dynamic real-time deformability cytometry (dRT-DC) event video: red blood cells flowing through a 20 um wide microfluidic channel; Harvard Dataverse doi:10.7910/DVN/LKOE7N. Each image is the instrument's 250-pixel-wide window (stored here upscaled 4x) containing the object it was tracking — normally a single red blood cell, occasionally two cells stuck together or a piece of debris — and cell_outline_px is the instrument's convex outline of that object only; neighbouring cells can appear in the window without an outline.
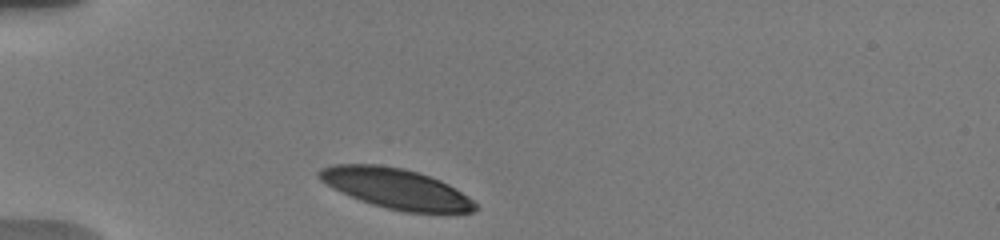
{"species": "human", "species_latin": "Homo sapiens", "temperature_condition": "warm", "stored_images_in_passage": 11, "camera_frame_rate_fps": 3000, "um_per_image_px": 0.085, "donor": {"sex": "male"}, "frame": {"image": 1, "passage_image": 1, "time_ms": 0.0, "image_size_px": [1000, 240], "cell_outline_px": [[480, 208], [472, 212], [404, 212], [372, 204], [360, 200], [340, 192], [332, 188], [320, 180], [316, 176], [316, 172], [320, 168], [332, 164], [376, 164], [404, 168], [440, 180], [448, 184], [468, 196], [480, 204]], "centroid_in_image_um": [33.65, 16.02], "position_along_channel_um": 51.4, "area_um2": 36.7}}
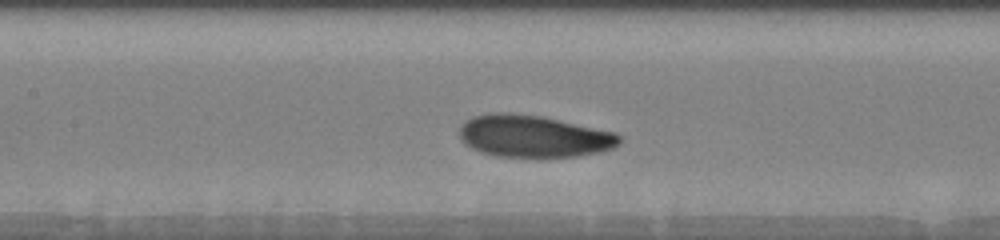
{"frame": {"image": 2, "passage_image": 7, "time_ms": 3.667, "image_size_px": [1000, 240], "cell_outline_px": [[620, 144], [612, 148], [600, 152], [576, 156], [540, 160], [496, 156], [480, 152], [464, 144], [460, 136], [460, 124], [464, 120], [472, 116], [488, 112], [508, 112], [540, 116], [616, 132], [620, 136]], "centroid_in_image_um": [45.32, 11.61], "position_along_channel_um": 162.1, "area_um2": 40.4}}
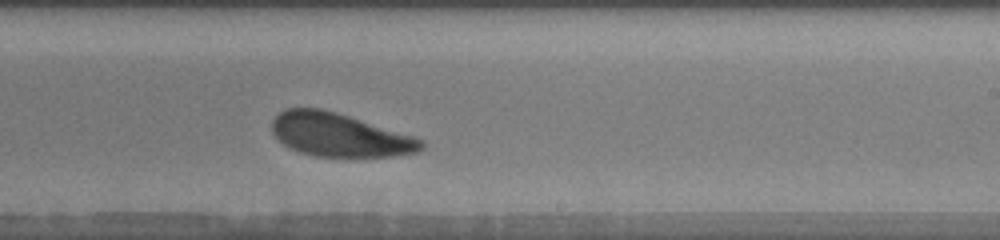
{"frame": {"image": 3, "passage_image": 11, "time_ms": 6.333, "image_size_px": [1000, 240], "cell_outline_px": [[424, 148], [420, 152], [392, 156], [316, 156], [300, 152], [288, 148], [272, 132], [272, 120], [284, 108], [320, 108], [336, 112], [412, 136], [424, 140]], "centroid_in_image_um": [28.84, 11.47], "position_along_channel_um": 260.2, "area_um2": 37.4}}